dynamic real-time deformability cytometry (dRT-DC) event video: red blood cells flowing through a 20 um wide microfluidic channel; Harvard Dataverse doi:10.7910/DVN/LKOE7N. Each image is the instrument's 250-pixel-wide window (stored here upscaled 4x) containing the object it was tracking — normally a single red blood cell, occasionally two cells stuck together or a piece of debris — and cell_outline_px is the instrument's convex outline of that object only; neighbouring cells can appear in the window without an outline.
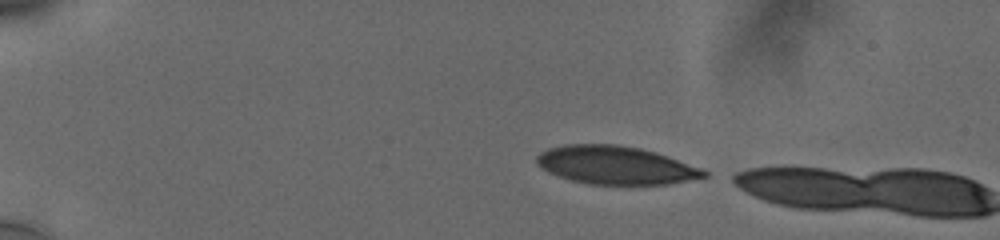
{"species": "human", "species_latin": "Homo sapiens", "temperature_condition": "cold", "stored_images_in_passage": 3, "camera_frame_rate_fps": 3000, "um_per_image_px": 0.085, "donor": {"sex": "male"}, "frame": {"image": 1, "passage_image": 1, "time_ms": 0.0, "image_size_px": [1000, 240], "cell_outline_px": [[708, 176], [668, 184], [592, 184], [572, 180], [548, 172], [536, 164], [536, 156], [540, 152], [548, 148], [564, 144], [616, 144], [640, 148], [656, 152], [704, 168], [708, 172]], "centroid_in_image_um": [52.34, 14.02], "position_along_channel_um": 32.7, "area_um2": 37.28}}